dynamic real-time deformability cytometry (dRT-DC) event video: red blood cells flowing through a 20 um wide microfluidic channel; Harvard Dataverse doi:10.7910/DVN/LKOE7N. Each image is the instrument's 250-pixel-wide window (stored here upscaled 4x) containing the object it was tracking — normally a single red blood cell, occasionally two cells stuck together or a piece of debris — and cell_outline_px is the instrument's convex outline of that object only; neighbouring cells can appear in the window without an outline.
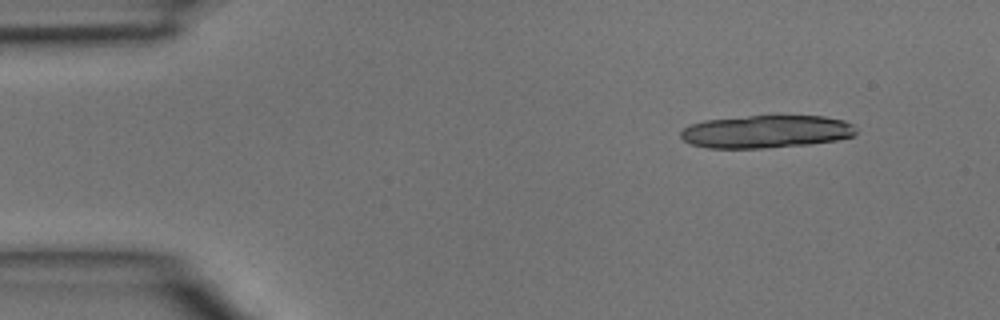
{"species": "common noctule bat (a hibernating species)", "species_latin": "Nyctalus noctula", "temperature_condition": "room temperature", "stored_images_in_passage": 3, "camera_frame_rate_fps": 3000, "um_per_image_px": 0.085, "animal": {"sex": "male", "body_mass_g": 15.6}, "frame": {"image": 1, "passage_image": 1, "time_ms": 0.0, "image_size_px": [1000, 320], "cell_outline_px": [[856, 132], [852, 136], [836, 140], [808, 144], [764, 148], [708, 148], [688, 144], [680, 136], [680, 132], [684, 128], [692, 124], [704, 120], [748, 116], [824, 116], [844, 120], [852, 124], [856, 128]], "centroid_in_image_um": [65.1, 11.19], "position_along_channel_um": 19.9, "area_um2": 33.47}}